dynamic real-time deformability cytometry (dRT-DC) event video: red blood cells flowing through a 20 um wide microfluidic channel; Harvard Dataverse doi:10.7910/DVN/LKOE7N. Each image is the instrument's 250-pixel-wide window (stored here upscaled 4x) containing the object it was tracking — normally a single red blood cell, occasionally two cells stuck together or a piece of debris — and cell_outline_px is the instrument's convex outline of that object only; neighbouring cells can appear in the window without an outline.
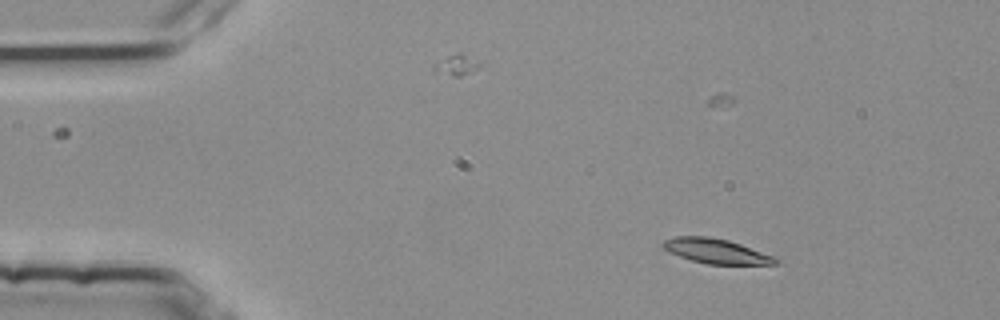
{"species": "common noctule bat (a hibernating species)", "species_latin": "Nyctalus noctula", "temperature_condition": "room temperature", "stored_images_in_passage": 6, "camera_frame_rate_fps": 3000, "um_per_image_px": 0.085, "animal": {"sex": "female", "body_mass_g": 25.1}, "frame": {"image": 1, "passage_image": 2, "time_ms": 0.333, "image_size_px": [1000, 320], "cell_outline_px": [[780, 260], [776, 264], [708, 264], [692, 260], [680, 256], [664, 248], [660, 244], [664, 240], [676, 236], [708, 236], [728, 240], [740, 244], [772, 256]], "centroid_in_image_um": [60.85, 21.33], "position_along_channel_um": 24.2, "area_um2": 15.9}}
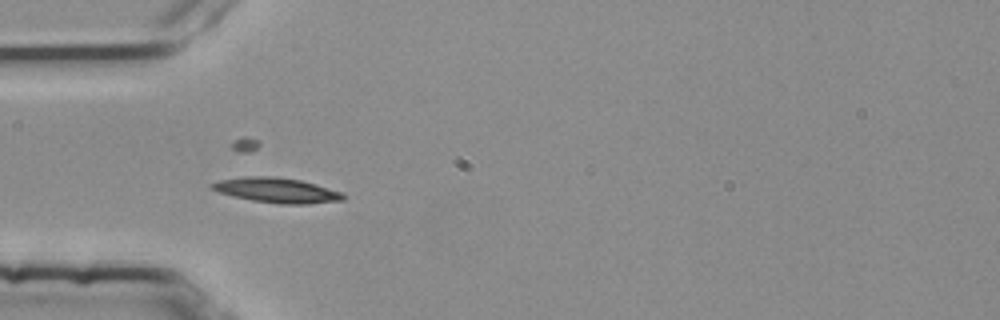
{"frame": {"image": 2, "passage_image": 4, "time_ms": 1.0, "image_size_px": [1000, 320], "cell_outline_px": [[344, 200], [308, 204], [280, 204], [252, 200], [220, 192], [212, 188], [208, 184], [220, 180], [252, 176], [272, 176], [300, 180], [316, 184], [344, 192]], "centroid_in_image_um": [23.59, 16.17], "position_along_channel_um": 61.4, "area_um2": 18.9}}